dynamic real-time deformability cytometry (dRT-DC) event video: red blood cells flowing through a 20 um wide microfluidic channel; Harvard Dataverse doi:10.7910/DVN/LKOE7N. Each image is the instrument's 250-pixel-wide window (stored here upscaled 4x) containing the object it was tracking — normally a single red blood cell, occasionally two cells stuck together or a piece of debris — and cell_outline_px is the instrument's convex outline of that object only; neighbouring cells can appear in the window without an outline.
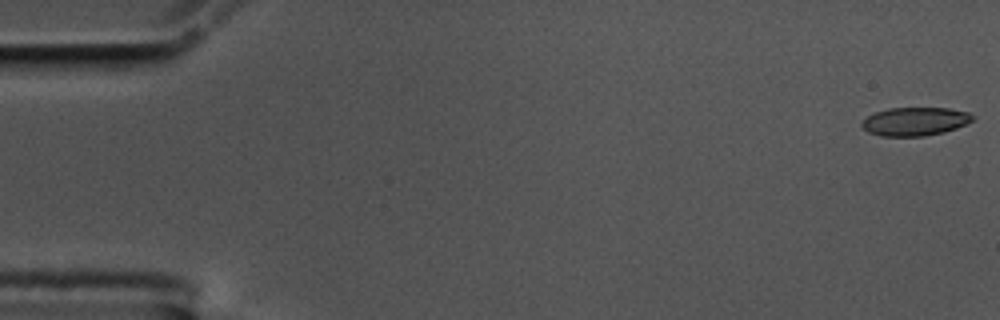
{"species": "common noctule bat (a hibernating species)", "species_latin": "Nyctalus noctula", "temperature_condition": "cold", "stored_images_in_passage": 12, "camera_frame_rate_fps": 3000, "um_per_image_px": 0.085, "animal": {"sex": "male", "body_mass_g": 17.5, "forearm_length_mm": 52.3}, "frame": {"image": 1, "passage_image": 1, "time_ms": 0.0, "image_size_px": [1000, 320], "cell_outline_px": [[976, 116], [972, 120], [956, 128], [944, 132], [924, 136], [880, 136], [868, 132], [860, 124], [868, 116], [876, 112], [888, 108], [948, 108], [968, 112]], "centroid_in_image_um": [77.78, 10.32], "position_along_channel_um": 7.2, "area_um2": 18.26}}